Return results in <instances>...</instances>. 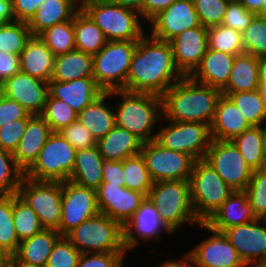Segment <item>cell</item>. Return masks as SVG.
<instances>
[{
    "label": "cell",
    "instance_id": "cell-50",
    "mask_svg": "<svg viewBox=\"0 0 266 267\" xmlns=\"http://www.w3.org/2000/svg\"><path fill=\"white\" fill-rule=\"evenodd\" d=\"M255 16V13L248 11L238 0H230L221 24L242 33Z\"/></svg>",
    "mask_w": 266,
    "mask_h": 267
},
{
    "label": "cell",
    "instance_id": "cell-14",
    "mask_svg": "<svg viewBox=\"0 0 266 267\" xmlns=\"http://www.w3.org/2000/svg\"><path fill=\"white\" fill-rule=\"evenodd\" d=\"M62 217L57 230L61 236L99 213L96 190L69 180L62 182Z\"/></svg>",
    "mask_w": 266,
    "mask_h": 267
},
{
    "label": "cell",
    "instance_id": "cell-49",
    "mask_svg": "<svg viewBox=\"0 0 266 267\" xmlns=\"http://www.w3.org/2000/svg\"><path fill=\"white\" fill-rule=\"evenodd\" d=\"M230 0H194L201 25L206 28L220 25Z\"/></svg>",
    "mask_w": 266,
    "mask_h": 267
},
{
    "label": "cell",
    "instance_id": "cell-52",
    "mask_svg": "<svg viewBox=\"0 0 266 267\" xmlns=\"http://www.w3.org/2000/svg\"><path fill=\"white\" fill-rule=\"evenodd\" d=\"M60 133L76 150L97 145V141L89 130L78 120L65 127Z\"/></svg>",
    "mask_w": 266,
    "mask_h": 267
},
{
    "label": "cell",
    "instance_id": "cell-19",
    "mask_svg": "<svg viewBox=\"0 0 266 267\" xmlns=\"http://www.w3.org/2000/svg\"><path fill=\"white\" fill-rule=\"evenodd\" d=\"M1 94L22 105L31 115H41L48 96V82L19 71L1 83Z\"/></svg>",
    "mask_w": 266,
    "mask_h": 267
},
{
    "label": "cell",
    "instance_id": "cell-32",
    "mask_svg": "<svg viewBox=\"0 0 266 267\" xmlns=\"http://www.w3.org/2000/svg\"><path fill=\"white\" fill-rule=\"evenodd\" d=\"M108 97H112L111 92H103L77 114V120L89 130L96 141L116 125L114 108L105 104Z\"/></svg>",
    "mask_w": 266,
    "mask_h": 267
},
{
    "label": "cell",
    "instance_id": "cell-31",
    "mask_svg": "<svg viewBox=\"0 0 266 267\" xmlns=\"http://www.w3.org/2000/svg\"><path fill=\"white\" fill-rule=\"evenodd\" d=\"M79 9L71 0H46L27 22L31 35L39 36L55 24L72 20Z\"/></svg>",
    "mask_w": 266,
    "mask_h": 267
},
{
    "label": "cell",
    "instance_id": "cell-47",
    "mask_svg": "<svg viewBox=\"0 0 266 267\" xmlns=\"http://www.w3.org/2000/svg\"><path fill=\"white\" fill-rule=\"evenodd\" d=\"M244 191L256 218L266 219V171H252L250 183Z\"/></svg>",
    "mask_w": 266,
    "mask_h": 267
},
{
    "label": "cell",
    "instance_id": "cell-9",
    "mask_svg": "<svg viewBox=\"0 0 266 267\" xmlns=\"http://www.w3.org/2000/svg\"><path fill=\"white\" fill-rule=\"evenodd\" d=\"M75 153L76 149L60 132H52L25 177L34 181L65 182L73 171Z\"/></svg>",
    "mask_w": 266,
    "mask_h": 267
},
{
    "label": "cell",
    "instance_id": "cell-56",
    "mask_svg": "<svg viewBox=\"0 0 266 267\" xmlns=\"http://www.w3.org/2000/svg\"><path fill=\"white\" fill-rule=\"evenodd\" d=\"M46 0H12V11L15 21L28 22Z\"/></svg>",
    "mask_w": 266,
    "mask_h": 267
},
{
    "label": "cell",
    "instance_id": "cell-30",
    "mask_svg": "<svg viewBox=\"0 0 266 267\" xmlns=\"http://www.w3.org/2000/svg\"><path fill=\"white\" fill-rule=\"evenodd\" d=\"M103 157L98 146L78 149L69 181L87 188L97 189L102 183Z\"/></svg>",
    "mask_w": 266,
    "mask_h": 267
},
{
    "label": "cell",
    "instance_id": "cell-2",
    "mask_svg": "<svg viewBox=\"0 0 266 267\" xmlns=\"http://www.w3.org/2000/svg\"><path fill=\"white\" fill-rule=\"evenodd\" d=\"M219 88L194 81L190 76L171 85L162 96V113L166 121L200 122L211 126L215 116Z\"/></svg>",
    "mask_w": 266,
    "mask_h": 267
},
{
    "label": "cell",
    "instance_id": "cell-4",
    "mask_svg": "<svg viewBox=\"0 0 266 267\" xmlns=\"http://www.w3.org/2000/svg\"><path fill=\"white\" fill-rule=\"evenodd\" d=\"M65 237L81 253H126L123 226L100 212L69 231Z\"/></svg>",
    "mask_w": 266,
    "mask_h": 267
},
{
    "label": "cell",
    "instance_id": "cell-62",
    "mask_svg": "<svg viewBox=\"0 0 266 267\" xmlns=\"http://www.w3.org/2000/svg\"><path fill=\"white\" fill-rule=\"evenodd\" d=\"M258 59V80L260 88L266 86V55L257 57Z\"/></svg>",
    "mask_w": 266,
    "mask_h": 267
},
{
    "label": "cell",
    "instance_id": "cell-48",
    "mask_svg": "<svg viewBox=\"0 0 266 267\" xmlns=\"http://www.w3.org/2000/svg\"><path fill=\"white\" fill-rule=\"evenodd\" d=\"M81 252L65 237L54 244L45 267H77Z\"/></svg>",
    "mask_w": 266,
    "mask_h": 267
},
{
    "label": "cell",
    "instance_id": "cell-21",
    "mask_svg": "<svg viewBox=\"0 0 266 267\" xmlns=\"http://www.w3.org/2000/svg\"><path fill=\"white\" fill-rule=\"evenodd\" d=\"M163 230L169 234L174 232L168 224L161 219L155 205L146 197L136 212L123 226L124 247L126 252L129 249L132 250L135 248L139 243L138 241L142 239L144 241H150L153 238L154 240H158ZM133 231L136 236H134Z\"/></svg>",
    "mask_w": 266,
    "mask_h": 267
},
{
    "label": "cell",
    "instance_id": "cell-67",
    "mask_svg": "<svg viewBox=\"0 0 266 267\" xmlns=\"http://www.w3.org/2000/svg\"><path fill=\"white\" fill-rule=\"evenodd\" d=\"M9 267H40V266H27L24 264H10Z\"/></svg>",
    "mask_w": 266,
    "mask_h": 267
},
{
    "label": "cell",
    "instance_id": "cell-22",
    "mask_svg": "<svg viewBox=\"0 0 266 267\" xmlns=\"http://www.w3.org/2000/svg\"><path fill=\"white\" fill-rule=\"evenodd\" d=\"M48 93L51 97L69 104L78 114L93 102L103 91L93 77H84L68 82L49 80Z\"/></svg>",
    "mask_w": 266,
    "mask_h": 267
},
{
    "label": "cell",
    "instance_id": "cell-28",
    "mask_svg": "<svg viewBox=\"0 0 266 267\" xmlns=\"http://www.w3.org/2000/svg\"><path fill=\"white\" fill-rule=\"evenodd\" d=\"M55 56L39 36H31L20 54V71L48 82L53 74Z\"/></svg>",
    "mask_w": 266,
    "mask_h": 267
},
{
    "label": "cell",
    "instance_id": "cell-5",
    "mask_svg": "<svg viewBox=\"0 0 266 267\" xmlns=\"http://www.w3.org/2000/svg\"><path fill=\"white\" fill-rule=\"evenodd\" d=\"M189 184L192 208L201 223H205L235 191L204 159L194 162Z\"/></svg>",
    "mask_w": 266,
    "mask_h": 267
},
{
    "label": "cell",
    "instance_id": "cell-39",
    "mask_svg": "<svg viewBox=\"0 0 266 267\" xmlns=\"http://www.w3.org/2000/svg\"><path fill=\"white\" fill-rule=\"evenodd\" d=\"M39 37L55 57L76 49L73 19L55 24L42 32Z\"/></svg>",
    "mask_w": 266,
    "mask_h": 267
},
{
    "label": "cell",
    "instance_id": "cell-33",
    "mask_svg": "<svg viewBox=\"0 0 266 267\" xmlns=\"http://www.w3.org/2000/svg\"><path fill=\"white\" fill-rule=\"evenodd\" d=\"M93 77V55L73 50L56 56L51 80L68 82Z\"/></svg>",
    "mask_w": 266,
    "mask_h": 267
},
{
    "label": "cell",
    "instance_id": "cell-34",
    "mask_svg": "<svg viewBox=\"0 0 266 267\" xmlns=\"http://www.w3.org/2000/svg\"><path fill=\"white\" fill-rule=\"evenodd\" d=\"M260 89L258 59L249 53L235 56L227 85L221 92H245Z\"/></svg>",
    "mask_w": 266,
    "mask_h": 267
},
{
    "label": "cell",
    "instance_id": "cell-37",
    "mask_svg": "<svg viewBox=\"0 0 266 267\" xmlns=\"http://www.w3.org/2000/svg\"><path fill=\"white\" fill-rule=\"evenodd\" d=\"M231 142L239 149L246 164L254 170H262L265 166L262 149V127L251 126L234 137Z\"/></svg>",
    "mask_w": 266,
    "mask_h": 267
},
{
    "label": "cell",
    "instance_id": "cell-35",
    "mask_svg": "<svg viewBox=\"0 0 266 267\" xmlns=\"http://www.w3.org/2000/svg\"><path fill=\"white\" fill-rule=\"evenodd\" d=\"M73 27L76 50L95 55L107 42L101 29L83 9L73 16Z\"/></svg>",
    "mask_w": 266,
    "mask_h": 267
},
{
    "label": "cell",
    "instance_id": "cell-6",
    "mask_svg": "<svg viewBox=\"0 0 266 267\" xmlns=\"http://www.w3.org/2000/svg\"><path fill=\"white\" fill-rule=\"evenodd\" d=\"M147 198L155 205L161 219L173 230L184 223L200 224L191 204L189 180L154 182Z\"/></svg>",
    "mask_w": 266,
    "mask_h": 267
},
{
    "label": "cell",
    "instance_id": "cell-64",
    "mask_svg": "<svg viewBox=\"0 0 266 267\" xmlns=\"http://www.w3.org/2000/svg\"><path fill=\"white\" fill-rule=\"evenodd\" d=\"M11 256L0 247V267H9Z\"/></svg>",
    "mask_w": 266,
    "mask_h": 267
},
{
    "label": "cell",
    "instance_id": "cell-7",
    "mask_svg": "<svg viewBox=\"0 0 266 267\" xmlns=\"http://www.w3.org/2000/svg\"><path fill=\"white\" fill-rule=\"evenodd\" d=\"M137 40L107 41L93 55V78L103 92L124 90Z\"/></svg>",
    "mask_w": 266,
    "mask_h": 267
},
{
    "label": "cell",
    "instance_id": "cell-12",
    "mask_svg": "<svg viewBox=\"0 0 266 267\" xmlns=\"http://www.w3.org/2000/svg\"><path fill=\"white\" fill-rule=\"evenodd\" d=\"M140 153L153 182L190 179L195 162L190 155L165 148L155 139L144 142Z\"/></svg>",
    "mask_w": 266,
    "mask_h": 267
},
{
    "label": "cell",
    "instance_id": "cell-1",
    "mask_svg": "<svg viewBox=\"0 0 266 267\" xmlns=\"http://www.w3.org/2000/svg\"><path fill=\"white\" fill-rule=\"evenodd\" d=\"M183 77L176 68L170 42L143 35L137 40L124 90L162 97Z\"/></svg>",
    "mask_w": 266,
    "mask_h": 267
},
{
    "label": "cell",
    "instance_id": "cell-11",
    "mask_svg": "<svg viewBox=\"0 0 266 267\" xmlns=\"http://www.w3.org/2000/svg\"><path fill=\"white\" fill-rule=\"evenodd\" d=\"M156 133L155 140L163 147L190 155L195 161L204 159L211 143L210 126L200 122H176Z\"/></svg>",
    "mask_w": 266,
    "mask_h": 267
},
{
    "label": "cell",
    "instance_id": "cell-53",
    "mask_svg": "<svg viewBox=\"0 0 266 267\" xmlns=\"http://www.w3.org/2000/svg\"><path fill=\"white\" fill-rule=\"evenodd\" d=\"M124 256L125 253H82L77 267H122Z\"/></svg>",
    "mask_w": 266,
    "mask_h": 267
},
{
    "label": "cell",
    "instance_id": "cell-69",
    "mask_svg": "<svg viewBox=\"0 0 266 267\" xmlns=\"http://www.w3.org/2000/svg\"><path fill=\"white\" fill-rule=\"evenodd\" d=\"M253 267H266V262H264V263H258L256 265H254Z\"/></svg>",
    "mask_w": 266,
    "mask_h": 267
},
{
    "label": "cell",
    "instance_id": "cell-63",
    "mask_svg": "<svg viewBox=\"0 0 266 267\" xmlns=\"http://www.w3.org/2000/svg\"><path fill=\"white\" fill-rule=\"evenodd\" d=\"M161 267H195L185 256L182 261L180 260H169L164 262Z\"/></svg>",
    "mask_w": 266,
    "mask_h": 267
},
{
    "label": "cell",
    "instance_id": "cell-24",
    "mask_svg": "<svg viewBox=\"0 0 266 267\" xmlns=\"http://www.w3.org/2000/svg\"><path fill=\"white\" fill-rule=\"evenodd\" d=\"M255 219L257 218L245 191H234L205 224L214 231L223 232L231 226L245 224Z\"/></svg>",
    "mask_w": 266,
    "mask_h": 267
},
{
    "label": "cell",
    "instance_id": "cell-10",
    "mask_svg": "<svg viewBox=\"0 0 266 267\" xmlns=\"http://www.w3.org/2000/svg\"><path fill=\"white\" fill-rule=\"evenodd\" d=\"M17 194L33 209L45 229H59L62 182L34 181L24 176Z\"/></svg>",
    "mask_w": 266,
    "mask_h": 267
},
{
    "label": "cell",
    "instance_id": "cell-55",
    "mask_svg": "<svg viewBox=\"0 0 266 267\" xmlns=\"http://www.w3.org/2000/svg\"><path fill=\"white\" fill-rule=\"evenodd\" d=\"M102 173V183L124 186L123 161L103 159Z\"/></svg>",
    "mask_w": 266,
    "mask_h": 267
},
{
    "label": "cell",
    "instance_id": "cell-25",
    "mask_svg": "<svg viewBox=\"0 0 266 267\" xmlns=\"http://www.w3.org/2000/svg\"><path fill=\"white\" fill-rule=\"evenodd\" d=\"M251 127L238 107L226 95L218 98L215 116L210 126L213 140L231 141Z\"/></svg>",
    "mask_w": 266,
    "mask_h": 267
},
{
    "label": "cell",
    "instance_id": "cell-3",
    "mask_svg": "<svg viewBox=\"0 0 266 267\" xmlns=\"http://www.w3.org/2000/svg\"><path fill=\"white\" fill-rule=\"evenodd\" d=\"M111 95L122 96L114 109L116 125L135 134L143 142L154 140L157 134L153 132L154 125L158 119H163L162 97L125 90L111 91Z\"/></svg>",
    "mask_w": 266,
    "mask_h": 267
},
{
    "label": "cell",
    "instance_id": "cell-59",
    "mask_svg": "<svg viewBox=\"0 0 266 267\" xmlns=\"http://www.w3.org/2000/svg\"><path fill=\"white\" fill-rule=\"evenodd\" d=\"M15 21L12 11V0H0V23Z\"/></svg>",
    "mask_w": 266,
    "mask_h": 267
},
{
    "label": "cell",
    "instance_id": "cell-43",
    "mask_svg": "<svg viewBox=\"0 0 266 267\" xmlns=\"http://www.w3.org/2000/svg\"><path fill=\"white\" fill-rule=\"evenodd\" d=\"M31 36L27 22L0 23V50L20 56Z\"/></svg>",
    "mask_w": 266,
    "mask_h": 267
},
{
    "label": "cell",
    "instance_id": "cell-54",
    "mask_svg": "<svg viewBox=\"0 0 266 267\" xmlns=\"http://www.w3.org/2000/svg\"><path fill=\"white\" fill-rule=\"evenodd\" d=\"M32 115L18 102L0 94V127L14 120L29 119Z\"/></svg>",
    "mask_w": 266,
    "mask_h": 267
},
{
    "label": "cell",
    "instance_id": "cell-58",
    "mask_svg": "<svg viewBox=\"0 0 266 267\" xmlns=\"http://www.w3.org/2000/svg\"><path fill=\"white\" fill-rule=\"evenodd\" d=\"M176 0H144L141 17L150 21L160 11L167 9Z\"/></svg>",
    "mask_w": 266,
    "mask_h": 267
},
{
    "label": "cell",
    "instance_id": "cell-27",
    "mask_svg": "<svg viewBox=\"0 0 266 267\" xmlns=\"http://www.w3.org/2000/svg\"><path fill=\"white\" fill-rule=\"evenodd\" d=\"M60 237L57 230L44 228L19 243L17 251L11 256L10 264L45 267L53 246Z\"/></svg>",
    "mask_w": 266,
    "mask_h": 267
},
{
    "label": "cell",
    "instance_id": "cell-20",
    "mask_svg": "<svg viewBox=\"0 0 266 267\" xmlns=\"http://www.w3.org/2000/svg\"><path fill=\"white\" fill-rule=\"evenodd\" d=\"M169 42L176 68L183 76H190L207 52L208 28L199 25L186 29Z\"/></svg>",
    "mask_w": 266,
    "mask_h": 267
},
{
    "label": "cell",
    "instance_id": "cell-51",
    "mask_svg": "<svg viewBox=\"0 0 266 267\" xmlns=\"http://www.w3.org/2000/svg\"><path fill=\"white\" fill-rule=\"evenodd\" d=\"M28 119L14 120L0 127V148L14 153L24 135Z\"/></svg>",
    "mask_w": 266,
    "mask_h": 267
},
{
    "label": "cell",
    "instance_id": "cell-36",
    "mask_svg": "<svg viewBox=\"0 0 266 267\" xmlns=\"http://www.w3.org/2000/svg\"><path fill=\"white\" fill-rule=\"evenodd\" d=\"M238 107L250 126H261L266 121V102L260 89L245 92H222Z\"/></svg>",
    "mask_w": 266,
    "mask_h": 267
},
{
    "label": "cell",
    "instance_id": "cell-41",
    "mask_svg": "<svg viewBox=\"0 0 266 267\" xmlns=\"http://www.w3.org/2000/svg\"><path fill=\"white\" fill-rule=\"evenodd\" d=\"M208 48L231 55L244 53L242 33L222 24L208 28Z\"/></svg>",
    "mask_w": 266,
    "mask_h": 267
},
{
    "label": "cell",
    "instance_id": "cell-8",
    "mask_svg": "<svg viewBox=\"0 0 266 267\" xmlns=\"http://www.w3.org/2000/svg\"><path fill=\"white\" fill-rule=\"evenodd\" d=\"M101 29L107 41L139 40L144 34L139 13L108 0H93L82 8Z\"/></svg>",
    "mask_w": 266,
    "mask_h": 267
},
{
    "label": "cell",
    "instance_id": "cell-70",
    "mask_svg": "<svg viewBox=\"0 0 266 267\" xmlns=\"http://www.w3.org/2000/svg\"><path fill=\"white\" fill-rule=\"evenodd\" d=\"M261 90L263 92L264 99H265V102H266V86L262 87Z\"/></svg>",
    "mask_w": 266,
    "mask_h": 267
},
{
    "label": "cell",
    "instance_id": "cell-66",
    "mask_svg": "<svg viewBox=\"0 0 266 267\" xmlns=\"http://www.w3.org/2000/svg\"><path fill=\"white\" fill-rule=\"evenodd\" d=\"M75 3L80 9H82L86 4L92 2L93 0H71Z\"/></svg>",
    "mask_w": 266,
    "mask_h": 267
},
{
    "label": "cell",
    "instance_id": "cell-57",
    "mask_svg": "<svg viewBox=\"0 0 266 267\" xmlns=\"http://www.w3.org/2000/svg\"><path fill=\"white\" fill-rule=\"evenodd\" d=\"M20 71V56L0 50V84Z\"/></svg>",
    "mask_w": 266,
    "mask_h": 267
},
{
    "label": "cell",
    "instance_id": "cell-65",
    "mask_svg": "<svg viewBox=\"0 0 266 267\" xmlns=\"http://www.w3.org/2000/svg\"><path fill=\"white\" fill-rule=\"evenodd\" d=\"M262 149L264 155V161L266 163V123L262 126Z\"/></svg>",
    "mask_w": 266,
    "mask_h": 267
},
{
    "label": "cell",
    "instance_id": "cell-44",
    "mask_svg": "<svg viewBox=\"0 0 266 267\" xmlns=\"http://www.w3.org/2000/svg\"><path fill=\"white\" fill-rule=\"evenodd\" d=\"M41 116L49 124L52 132H60L77 120V113L69 104L49 94Z\"/></svg>",
    "mask_w": 266,
    "mask_h": 267
},
{
    "label": "cell",
    "instance_id": "cell-40",
    "mask_svg": "<svg viewBox=\"0 0 266 267\" xmlns=\"http://www.w3.org/2000/svg\"><path fill=\"white\" fill-rule=\"evenodd\" d=\"M124 186L144 193L146 196L153 186L143 156L137 154L123 160Z\"/></svg>",
    "mask_w": 266,
    "mask_h": 267
},
{
    "label": "cell",
    "instance_id": "cell-26",
    "mask_svg": "<svg viewBox=\"0 0 266 267\" xmlns=\"http://www.w3.org/2000/svg\"><path fill=\"white\" fill-rule=\"evenodd\" d=\"M235 56L208 48L190 77L198 83L222 90L229 81Z\"/></svg>",
    "mask_w": 266,
    "mask_h": 267
},
{
    "label": "cell",
    "instance_id": "cell-68",
    "mask_svg": "<svg viewBox=\"0 0 266 267\" xmlns=\"http://www.w3.org/2000/svg\"><path fill=\"white\" fill-rule=\"evenodd\" d=\"M262 16H266V0H263V4H262Z\"/></svg>",
    "mask_w": 266,
    "mask_h": 267
},
{
    "label": "cell",
    "instance_id": "cell-46",
    "mask_svg": "<svg viewBox=\"0 0 266 267\" xmlns=\"http://www.w3.org/2000/svg\"><path fill=\"white\" fill-rule=\"evenodd\" d=\"M244 53L256 57L266 55V16L256 15L242 32Z\"/></svg>",
    "mask_w": 266,
    "mask_h": 267
},
{
    "label": "cell",
    "instance_id": "cell-13",
    "mask_svg": "<svg viewBox=\"0 0 266 267\" xmlns=\"http://www.w3.org/2000/svg\"><path fill=\"white\" fill-rule=\"evenodd\" d=\"M204 160L235 191H244L250 183L252 169L231 141L211 140Z\"/></svg>",
    "mask_w": 266,
    "mask_h": 267
},
{
    "label": "cell",
    "instance_id": "cell-15",
    "mask_svg": "<svg viewBox=\"0 0 266 267\" xmlns=\"http://www.w3.org/2000/svg\"><path fill=\"white\" fill-rule=\"evenodd\" d=\"M200 227L212 233L185 257L196 267H247L223 232L210 229L205 223Z\"/></svg>",
    "mask_w": 266,
    "mask_h": 267
},
{
    "label": "cell",
    "instance_id": "cell-42",
    "mask_svg": "<svg viewBox=\"0 0 266 267\" xmlns=\"http://www.w3.org/2000/svg\"><path fill=\"white\" fill-rule=\"evenodd\" d=\"M19 243L13 220V195H0V247L12 256Z\"/></svg>",
    "mask_w": 266,
    "mask_h": 267
},
{
    "label": "cell",
    "instance_id": "cell-60",
    "mask_svg": "<svg viewBox=\"0 0 266 267\" xmlns=\"http://www.w3.org/2000/svg\"><path fill=\"white\" fill-rule=\"evenodd\" d=\"M112 3L118 4L124 8H128L138 12L141 16V10L144 0H108Z\"/></svg>",
    "mask_w": 266,
    "mask_h": 267
},
{
    "label": "cell",
    "instance_id": "cell-29",
    "mask_svg": "<svg viewBox=\"0 0 266 267\" xmlns=\"http://www.w3.org/2000/svg\"><path fill=\"white\" fill-rule=\"evenodd\" d=\"M143 141L125 128L115 125L104 137L97 141L103 159L123 161L140 154Z\"/></svg>",
    "mask_w": 266,
    "mask_h": 267
},
{
    "label": "cell",
    "instance_id": "cell-23",
    "mask_svg": "<svg viewBox=\"0 0 266 267\" xmlns=\"http://www.w3.org/2000/svg\"><path fill=\"white\" fill-rule=\"evenodd\" d=\"M51 134L49 124L41 115H32L28 119L24 135L13 153L16 164L24 172L38 159L42 147Z\"/></svg>",
    "mask_w": 266,
    "mask_h": 267
},
{
    "label": "cell",
    "instance_id": "cell-16",
    "mask_svg": "<svg viewBox=\"0 0 266 267\" xmlns=\"http://www.w3.org/2000/svg\"><path fill=\"white\" fill-rule=\"evenodd\" d=\"M223 233L247 267L266 262V219L231 226Z\"/></svg>",
    "mask_w": 266,
    "mask_h": 267
},
{
    "label": "cell",
    "instance_id": "cell-18",
    "mask_svg": "<svg viewBox=\"0 0 266 267\" xmlns=\"http://www.w3.org/2000/svg\"><path fill=\"white\" fill-rule=\"evenodd\" d=\"M149 22L153 28L151 36L168 42L186 29L201 25L192 0H176Z\"/></svg>",
    "mask_w": 266,
    "mask_h": 267
},
{
    "label": "cell",
    "instance_id": "cell-17",
    "mask_svg": "<svg viewBox=\"0 0 266 267\" xmlns=\"http://www.w3.org/2000/svg\"><path fill=\"white\" fill-rule=\"evenodd\" d=\"M96 197L99 212L124 226L147 196L125 186L101 183Z\"/></svg>",
    "mask_w": 266,
    "mask_h": 267
},
{
    "label": "cell",
    "instance_id": "cell-45",
    "mask_svg": "<svg viewBox=\"0 0 266 267\" xmlns=\"http://www.w3.org/2000/svg\"><path fill=\"white\" fill-rule=\"evenodd\" d=\"M24 176L13 153L0 148V195L16 194Z\"/></svg>",
    "mask_w": 266,
    "mask_h": 267
},
{
    "label": "cell",
    "instance_id": "cell-38",
    "mask_svg": "<svg viewBox=\"0 0 266 267\" xmlns=\"http://www.w3.org/2000/svg\"><path fill=\"white\" fill-rule=\"evenodd\" d=\"M13 220L20 242L44 229L37 214L17 193L13 194Z\"/></svg>",
    "mask_w": 266,
    "mask_h": 267
},
{
    "label": "cell",
    "instance_id": "cell-61",
    "mask_svg": "<svg viewBox=\"0 0 266 267\" xmlns=\"http://www.w3.org/2000/svg\"><path fill=\"white\" fill-rule=\"evenodd\" d=\"M248 11L262 16L263 0H238Z\"/></svg>",
    "mask_w": 266,
    "mask_h": 267
}]
</instances>
